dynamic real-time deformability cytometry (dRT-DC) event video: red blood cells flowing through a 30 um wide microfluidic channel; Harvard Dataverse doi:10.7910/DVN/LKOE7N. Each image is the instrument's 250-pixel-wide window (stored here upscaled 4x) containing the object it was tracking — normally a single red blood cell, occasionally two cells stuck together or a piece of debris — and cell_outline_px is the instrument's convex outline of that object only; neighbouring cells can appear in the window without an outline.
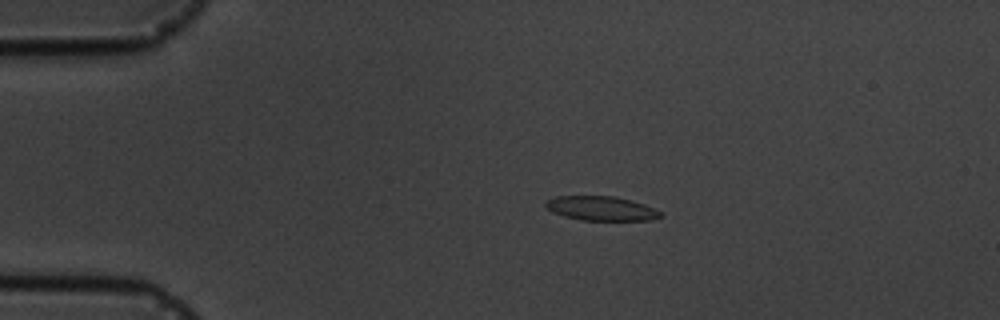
{"species": "common noctule bat (a hibernating species)", "species_latin": "Nyctalus noctula", "temperature_condition": "cold", "stored_images_in_passage": 3, "camera_frame_rate_fps": 3000, "um_per_image_px": 0.085, "animal": {"sex": "male", "body_mass_g": 19.5, "forearm_length_mm": 54.6}, "frame": {"image": 1, "passage_image": 1, "time_ms": 0.0, "image_size_px": [1000, 320], "cell_outline_px": [[664, 216], [652, 220], [580, 220], [564, 216], [552, 212], [544, 204], [548, 200], [556, 196], [616, 196], [632, 200], [644, 204], [660, 212]], "centroid_in_image_um": [51.11, 17.71], "position_along_channel_um": 33.9, "area_um2": 16.24}}
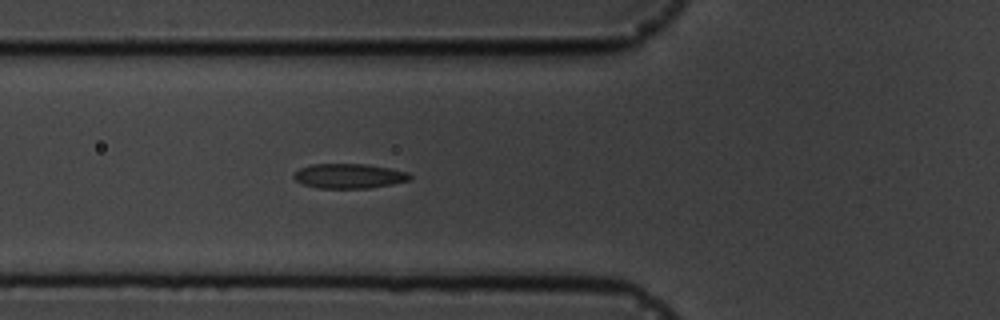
{"frame": {"image": 2, "passage_image": 3, "time_ms": 3.0, "image_size_px": [1000, 320], "cell_outline_px": [[412, 176], [408, 180], [392, 184], [368, 188], [316, 188], [300, 184], [292, 176], [300, 168], [312, 164], [368, 164], [392, 168], [408, 172]], "centroid_in_image_um": [29.66, 14.96], "position_along_channel_um": 96.1, "area_um2": 16.82}}